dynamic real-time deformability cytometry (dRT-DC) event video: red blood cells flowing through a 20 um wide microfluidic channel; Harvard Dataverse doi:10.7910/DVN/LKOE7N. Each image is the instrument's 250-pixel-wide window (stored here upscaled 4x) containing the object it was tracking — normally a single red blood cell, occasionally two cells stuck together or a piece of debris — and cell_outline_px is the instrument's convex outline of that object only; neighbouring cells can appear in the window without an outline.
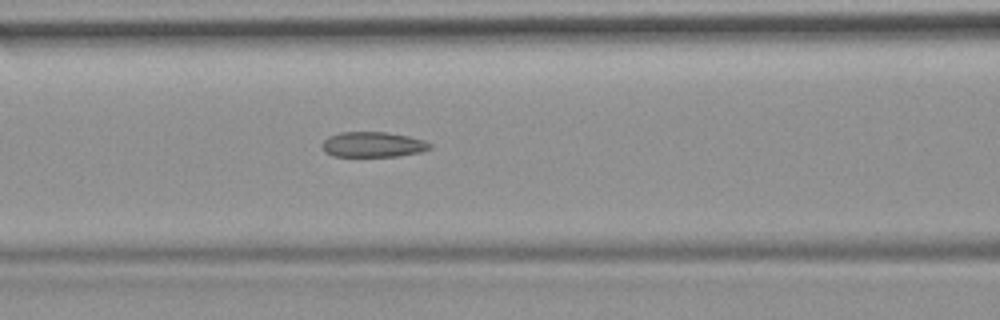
{"species": "common noctule bat (a hibernating species)", "species_latin": "Nyctalus noctula", "temperature_condition": "room temperature", "stored_images_in_passage": 45, "camera_frame_rate_fps": 3000, "um_per_image_px": 0.085, "animal": {"sex": "female", "body_mass_g": 19.9}, "frame": {"image": 1, "passage_image": 14, "time_ms": 4.333, "image_size_px": [1000, 320], "cell_outline_px": [[432, 148], [420, 152], [396, 156], [332, 156], [324, 152], [320, 144], [328, 136], [340, 132], [388, 132], [408, 136], [424, 140], [432, 144]], "centroid_in_image_um": [31.67, 12.28], "position_along_channel_um": 134.9, "area_um2": 16.01}, "authors_computed_cell_mechanics": {"area_um2": 16.3574, "velocity_mm_per_s": 3.7794, "shape_relaxation_time_tau1_ms": null, "shape_relaxation_time_tau2_ms": 1.9893, "deformation_change_tau1": null, "deformation_change_tau2": 0.0798}}